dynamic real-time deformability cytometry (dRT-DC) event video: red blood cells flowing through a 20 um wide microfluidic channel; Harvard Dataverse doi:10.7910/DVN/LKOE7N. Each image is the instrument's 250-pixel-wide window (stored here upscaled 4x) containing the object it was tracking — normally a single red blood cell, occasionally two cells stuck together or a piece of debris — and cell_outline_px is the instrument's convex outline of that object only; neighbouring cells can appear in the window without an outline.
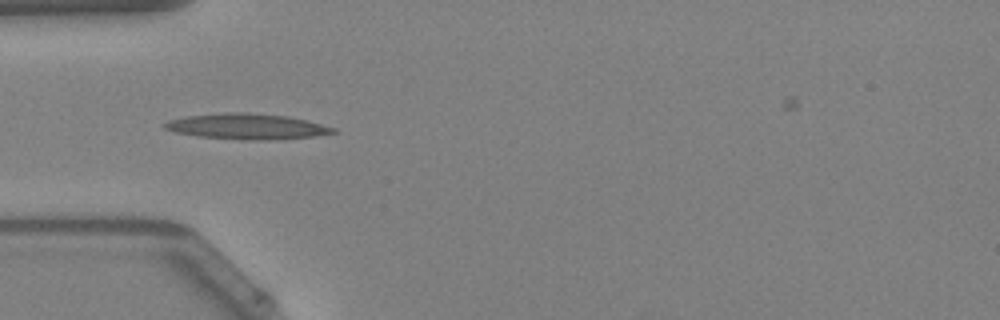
{"species": "Egyptian fruit bat (a non-hibernating species)", "species_latin": "Rousettus aegyptiacus", "temperature_condition": "warm", "stored_images_in_passage": 37, "camera_frame_rate_fps": 3000, "um_per_image_px": 0.085, "animal": {"sex": "female"}, "frame": {"image": 1, "passage_image": 6, "time_ms": 1.667, "image_size_px": [1000, 320], "cell_outline_px": [[336, 132], [312, 136], [260, 140], [252, 140], [200, 136], [176, 132], [164, 128], [164, 124], [168, 120], [184, 116], [224, 112], [248, 112], [288, 116], [336, 128]], "centroid_in_image_um": [20.94, 10.73], "position_along_channel_um": 64.1, "area_um2": 24.74}}